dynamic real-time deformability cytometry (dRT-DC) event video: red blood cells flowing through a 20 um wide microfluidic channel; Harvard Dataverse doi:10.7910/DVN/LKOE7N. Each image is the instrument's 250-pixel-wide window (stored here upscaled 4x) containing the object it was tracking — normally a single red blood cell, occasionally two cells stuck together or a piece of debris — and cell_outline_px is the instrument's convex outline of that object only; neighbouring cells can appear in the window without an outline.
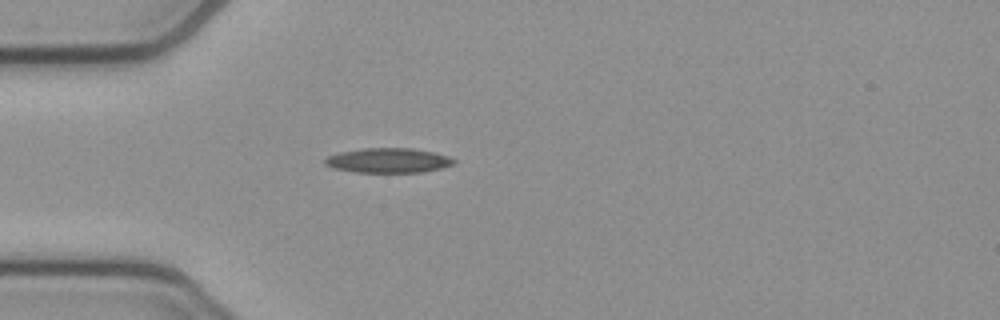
{"species": "common noctule bat (a hibernating species)", "species_latin": "Nyctalus noctula", "temperature_condition": "cold", "stored_images_in_passage": 39, "camera_frame_rate_fps": 3000, "um_per_image_px": 0.085, "animal": {"sex": "female", "body_mass_g": 21.9}, "frame": {"image": 1, "passage_image": 1, "time_ms": 0.0, "image_size_px": [1000, 320], "cell_outline_px": [[456, 164], [424, 172], [356, 172], [332, 168], [324, 164], [324, 160], [328, 156], [340, 152], [364, 148], [412, 148], [432, 152], [448, 156], [456, 160]], "centroid_in_image_um": [33.01, 13.64], "position_along_channel_um": 52.0, "area_um2": 18.55}}
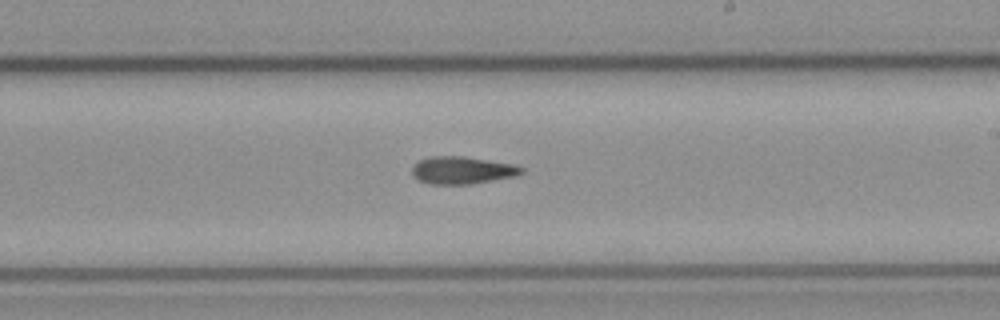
{"frame": {"image": 2, "passage_image": 17, "time_ms": 5.333, "image_size_px": [1000, 320], "cell_outline_px": [[524, 172], [516, 176], [472, 184], [428, 184], [412, 176], [412, 168], [420, 160], [432, 156], [464, 156], [512, 164], [524, 168]], "centroid_in_image_um": [39.29, 14.48], "position_along_channel_um": 249.7, "area_um2": 17.46}}
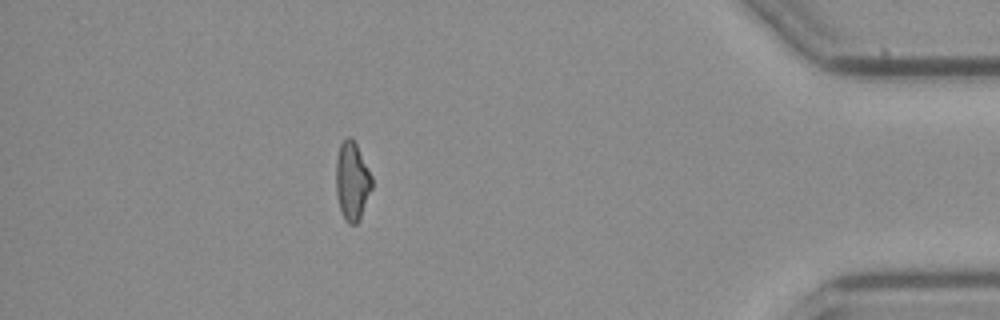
{"frame": {"image": 3, "passage_image": 33, "time_ms": 10.667, "image_size_px": [1000, 320], "cell_outline_px": [[372, 188], [360, 220], [356, 224], [348, 224], [344, 220], [340, 208], [336, 192], [336, 160], [340, 144], [348, 136], [352, 136], [372, 176]], "centroid_in_image_um": [29.93, 15.41], "position_along_channel_um": 405.3, "area_um2": 16.47}, "authors_computed_cell_mechanics": {"area_um2": 17.2822, "velocity_mm_per_s": 3.8482, "shape_relaxation_time_tau1_ms": null, "shape_relaxation_time_tau2_ms": 9.3894, "deformation_change_tau1": null, "deformation_change_tau2": 0.2233}}